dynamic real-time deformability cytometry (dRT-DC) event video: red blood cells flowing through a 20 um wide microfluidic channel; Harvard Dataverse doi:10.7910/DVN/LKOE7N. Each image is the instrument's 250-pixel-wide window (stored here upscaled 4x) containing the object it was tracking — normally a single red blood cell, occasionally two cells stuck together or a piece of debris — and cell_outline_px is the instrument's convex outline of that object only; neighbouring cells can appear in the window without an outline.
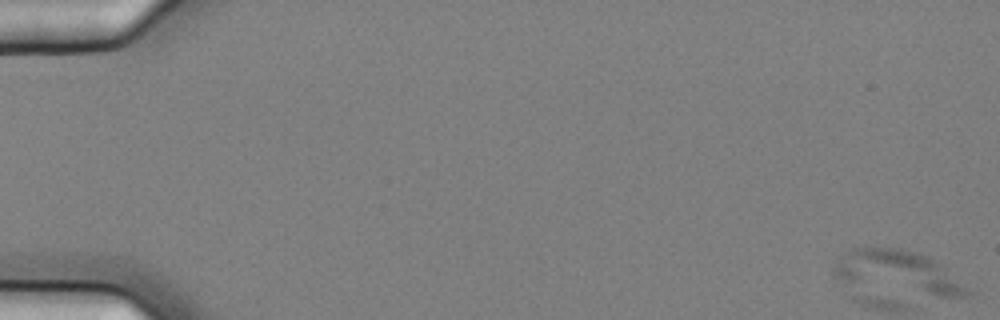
{"species": "common noctule bat (a hibernating species)", "species_latin": "Nyctalus noctula", "temperature_condition": "cold", "stored_images_in_passage": 58, "camera_frame_rate_fps": 3000, "um_per_image_px": 0.085, "animal": {"sex": "female", "body_mass_g": 25.1}, "frame": {"image": 1, "passage_image": 1, "time_ms": 0.0, "image_size_px": [1000, 320], "cell_outline_px": [[972, 292], [968, 300], [940, 296], [840, 280], [832, 276], [832, 268], [840, 256], [844, 252], [852, 248], [900, 248], [920, 252], [936, 260]], "centroid_in_image_um": [76.4, 23.1], "position_along_channel_um": 8.6, "area_um2": 32.54}}
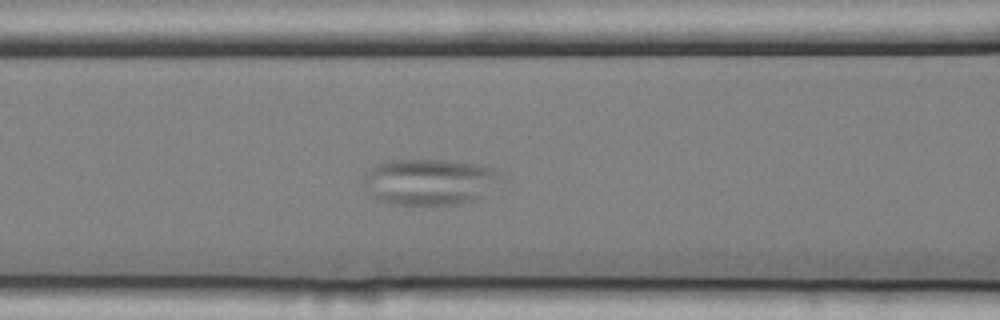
{"frame": {"image": 2, "passage_image": 25, "time_ms": 8.0, "image_size_px": [1000, 320], "cell_outline_px": [[508, 180], [480, 200], [460, 204], [392, 204], [380, 200], [364, 188], [364, 176], [376, 164], [388, 160], [444, 160], [476, 164], [496, 168]], "centroid_in_image_um": [36.68, 15.46], "position_along_channel_um": 129.9, "area_um2": 37.74}}
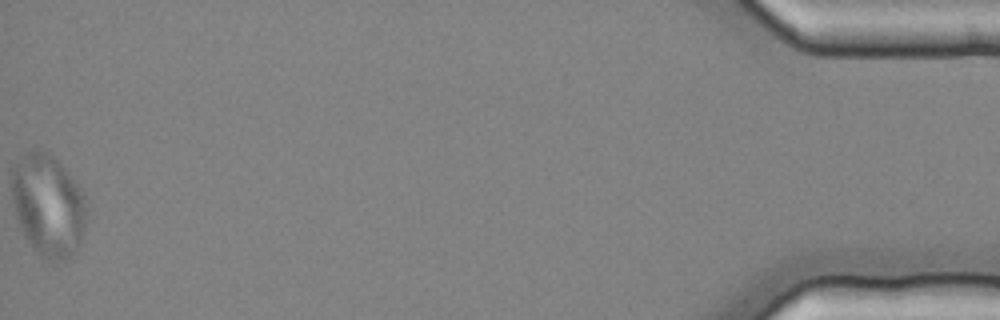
{"frame": {"image": 3, "passage_image": 58, "time_ms": 19.0, "image_size_px": [1000, 320], "cell_outline_px": [[88, 208], [84, 228], [80, 244], [68, 260], [48, 260], [40, 256], [36, 252], [28, 240], [16, 216], [12, 200], [12, 168], [32, 148], [36, 148], [48, 152], [68, 172], [80, 188], [88, 200]], "centroid_in_image_um": [4.12, 17.45], "position_along_channel_um": 431.1, "area_um2": 44.45}}